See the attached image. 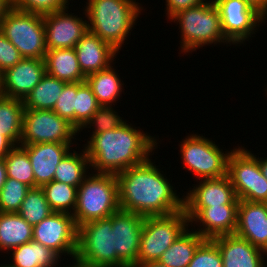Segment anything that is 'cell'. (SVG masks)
Returning a JSON list of instances; mask_svg holds the SVG:
<instances>
[{"label":"cell","instance_id":"1","mask_svg":"<svg viewBox=\"0 0 267 267\" xmlns=\"http://www.w3.org/2000/svg\"><path fill=\"white\" fill-rule=\"evenodd\" d=\"M151 158L116 175L120 209L143 217L183 210L184 195L171 183L173 179L166 176V169L164 173L160 163L158 166Z\"/></svg>","mask_w":267,"mask_h":267},{"label":"cell","instance_id":"2","mask_svg":"<svg viewBox=\"0 0 267 267\" xmlns=\"http://www.w3.org/2000/svg\"><path fill=\"white\" fill-rule=\"evenodd\" d=\"M153 135L128 120L121 127L92 135L82 148L92 172L117 175L154 155L162 140Z\"/></svg>","mask_w":267,"mask_h":267},{"label":"cell","instance_id":"3","mask_svg":"<svg viewBox=\"0 0 267 267\" xmlns=\"http://www.w3.org/2000/svg\"><path fill=\"white\" fill-rule=\"evenodd\" d=\"M139 0H86L84 8L88 31L111 45L120 53L122 47L129 44L127 38L137 23L138 18L147 9ZM142 13V14H141ZM136 25V26H135ZM125 43V44H124ZM124 45V46H123ZM120 50V51H119Z\"/></svg>","mask_w":267,"mask_h":267},{"label":"cell","instance_id":"4","mask_svg":"<svg viewBox=\"0 0 267 267\" xmlns=\"http://www.w3.org/2000/svg\"><path fill=\"white\" fill-rule=\"evenodd\" d=\"M169 21L177 24L180 32L179 57L181 53L190 56L194 51L210 45L212 48L232 46L222 31L219 11L213 0L182 10Z\"/></svg>","mask_w":267,"mask_h":267},{"label":"cell","instance_id":"5","mask_svg":"<svg viewBox=\"0 0 267 267\" xmlns=\"http://www.w3.org/2000/svg\"><path fill=\"white\" fill-rule=\"evenodd\" d=\"M120 209L118 180L114 174L91 173L80 184L73 212L77 227L107 218Z\"/></svg>","mask_w":267,"mask_h":267},{"label":"cell","instance_id":"6","mask_svg":"<svg viewBox=\"0 0 267 267\" xmlns=\"http://www.w3.org/2000/svg\"><path fill=\"white\" fill-rule=\"evenodd\" d=\"M178 144L179 157L183 164L182 169L192 173L193 178L197 180L220 178L227 175V160L231 153L219 147L212 138L206 137L204 134L190 133L186 135ZM226 151H224V150Z\"/></svg>","mask_w":267,"mask_h":267},{"label":"cell","instance_id":"7","mask_svg":"<svg viewBox=\"0 0 267 267\" xmlns=\"http://www.w3.org/2000/svg\"><path fill=\"white\" fill-rule=\"evenodd\" d=\"M0 31L23 58L45 59L43 15L12 8L0 21Z\"/></svg>","mask_w":267,"mask_h":267},{"label":"cell","instance_id":"8","mask_svg":"<svg viewBox=\"0 0 267 267\" xmlns=\"http://www.w3.org/2000/svg\"><path fill=\"white\" fill-rule=\"evenodd\" d=\"M257 156L245 145L237 144L228 156L227 175L239 200L267 203V179Z\"/></svg>","mask_w":267,"mask_h":267},{"label":"cell","instance_id":"9","mask_svg":"<svg viewBox=\"0 0 267 267\" xmlns=\"http://www.w3.org/2000/svg\"><path fill=\"white\" fill-rule=\"evenodd\" d=\"M189 226L184 209L169 215L145 217L137 263L158 261Z\"/></svg>","mask_w":267,"mask_h":267},{"label":"cell","instance_id":"10","mask_svg":"<svg viewBox=\"0 0 267 267\" xmlns=\"http://www.w3.org/2000/svg\"><path fill=\"white\" fill-rule=\"evenodd\" d=\"M76 256L99 267H127L114 249L112 215L78 227Z\"/></svg>","mask_w":267,"mask_h":267},{"label":"cell","instance_id":"11","mask_svg":"<svg viewBox=\"0 0 267 267\" xmlns=\"http://www.w3.org/2000/svg\"><path fill=\"white\" fill-rule=\"evenodd\" d=\"M78 137V130L53 110L24 108L20 145L78 143Z\"/></svg>","mask_w":267,"mask_h":267},{"label":"cell","instance_id":"12","mask_svg":"<svg viewBox=\"0 0 267 267\" xmlns=\"http://www.w3.org/2000/svg\"><path fill=\"white\" fill-rule=\"evenodd\" d=\"M218 8L225 38L236 47L255 37L267 18L245 0H213ZM257 30V31H256ZM253 37V38H252Z\"/></svg>","mask_w":267,"mask_h":267},{"label":"cell","instance_id":"13","mask_svg":"<svg viewBox=\"0 0 267 267\" xmlns=\"http://www.w3.org/2000/svg\"><path fill=\"white\" fill-rule=\"evenodd\" d=\"M77 235L78 227L72 214L53 212L33 226L32 240L52 249L65 259L76 256Z\"/></svg>","mask_w":267,"mask_h":267},{"label":"cell","instance_id":"14","mask_svg":"<svg viewBox=\"0 0 267 267\" xmlns=\"http://www.w3.org/2000/svg\"><path fill=\"white\" fill-rule=\"evenodd\" d=\"M73 5L75 6L72 4L64 9L43 15L47 50L75 48L80 39L88 32L84 8H81V14L78 9L72 10ZM77 10L78 15L75 12L72 13Z\"/></svg>","mask_w":267,"mask_h":267},{"label":"cell","instance_id":"15","mask_svg":"<svg viewBox=\"0 0 267 267\" xmlns=\"http://www.w3.org/2000/svg\"><path fill=\"white\" fill-rule=\"evenodd\" d=\"M184 210L189 218L190 227L205 239L236 232L238 204L184 207Z\"/></svg>","mask_w":267,"mask_h":267},{"label":"cell","instance_id":"16","mask_svg":"<svg viewBox=\"0 0 267 267\" xmlns=\"http://www.w3.org/2000/svg\"><path fill=\"white\" fill-rule=\"evenodd\" d=\"M144 218L134 212L122 209L112 214L114 249L117 257L127 267L137 264Z\"/></svg>","mask_w":267,"mask_h":267},{"label":"cell","instance_id":"17","mask_svg":"<svg viewBox=\"0 0 267 267\" xmlns=\"http://www.w3.org/2000/svg\"><path fill=\"white\" fill-rule=\"evenodd\" d=\"M45 74L44 59L23 58L2 73L0 94L24 100Z\"/></svg>","mask_w":267,"mask_h":267},{"label":"cell","instance_id":"18","mask_svg":"<svg viewBox=\"0 0 267 267\" xmlns=\"http://www.w3.org/2000/svg\"><path fill=\"white\" fill-rule=\"evenodd\" d=\"M192 188L182 190L184 207H210L221 204H239L234 187L228 175L220 178L194 181ZM184 192V193H183Z\"/></svg>","mask_w":267,"mask_h":267},{"label":"cell","instance_id":"19","mask_svg":"<svg viewBox=\"0 0 267 267\" xmlns=\"http://www.w3.org/2000/svg\"><path fill=\"white\" fill-rule=\"evenodd\" d=\"M75 145L81 146L78 143L20 145L30 159L35 177V187H42L53 180L57 165L71 149L76 147Z\"/></svg>","mask_w":267,"mask_h":267},{"label":"cell","instance_id":"20","mask_svg":"<svg viewBox=\"0 0 267 267\" xmlns=\"http://www.w3.org/2000/svg\"><path fill=\"white\" fill-rule=\"evenodd\" d=\"M211 240L220 250L222 267H266L267 253L236 234Z\"/></svg>","mask_w":267,"mask_h":267},{"label":"cell","instance_id":"21","mask_svg":"<svg viewBox=\"0 0 267 267\" xmlns=\"http://www.w3.org/2000/svg\"><path fill=\"white\" fill-rule=\"evenodd\" d=\"M235 234L267 253V203L240 200Z\"/></svg>","mask_w":267,"mask_h":267},{"label":"cell","instance_id":"22","mask_svg":"<svg viewBox=\"0 0 267 267\" xmlns=\"http://www.w3.org/2000/svg\"><path fill=\"white\" fill-rule=\"evenodd\" d=\"M74 49L80 69L86 77L109 67L119 54L111 45L90 31L80 39Z\"/></svg>","mask_w":267,"mask_h":267},{"label":"cell","instance_id":"23","mask_svg":"<svg viewBox=\"0 0 267 267\" xmlns=\"http://www.w3.org/2000/svg\"><path fill=\"white\" fill-rule=\"evenodd\" d=\"M115 64L116 61L109 67L88 75L85 79L100 106L114 105L115 107L122 101L120 99L123 97L122 93L126 94L124 93L125 83L120 77L121 73H118L119 70H116Z\"/></svg>","mask_w":267,"mask_h":267},{"label":"cell","instance_id":"24","mask_svg":"<svg viewBox=\"0 0 267 267\" xmlns=\"http://www.w3.org/2000/svg\"><path fill=\"white\" fill-rule=\"evenodd\" d=\"M6 255H10L6 262L13 267H58L62 260L52 249L33 240L12 249Z\"/></svg>","mask_w":267,"mask_h":267},{"label":"cell","instance_id":"25","mask_svg":"<svg viewBox=\"0 0 267 267\" xmlns=\"http://www.w3.org/2000/svg\"><path fill=\"white\" fill-rule=\"evenodd\" d=\"M46 73L67 83L85 81L74 48L47 50Z\"/></svg>","mask_w":267,"mask_h":267},{"label":"cell","instance_id":"26","mask_svg":"<svg viewBox=\"0 0 267 267\" xmlns=\"http://www.w3.org/2000/svg\"><path fill=\"white\" fill-rule=\"evenodd\" d=\"M32 239L33 226L17 212H0V253L8 254Z\"/></svg>","mask_w":267,"mask_h":267},{"label":"cell","instance_id":"27","mask_svg":"<svg viewBox=\"0 0 267 267\" xmlns=\"http://www.w3.org/2000/svg\"><path fill=\"white\" fill-rule=\"evenodd\" d=\"M206 239L190 226L163 252L158 262L167 267H188L198 247Z\"/></svg>","mask_w":267,"mask_h":267},{"label":"cell","instance_id":"28","mask_svg":"<svg viewBox=\"0 0 267 267\" xmlns=\"http://www.w3.org/2000/svg\"><path fill=\"white\" fill-rule=\"evenodd\" d=\"M79 145L71 149L57 165L53 180L79 187L91 173V164L85 149ZM78 148V149H77ZM73 151V152H72Z\"/></svg>","mask_w":267,"mask_h":267},{"label":"cell","instance_id":"29","mask_svg":"<svg viewBox=\"0 0 267 267\" xmlns=\"http://www.w3.org/2000/svg\"><path fill=\"white\" fill-rule=\"evenodd\" d=\"M23 112V100L0 94V134L4 135L14 146L20 145Z\"/></svg>","mask_w":267,"mask_h":267},{"label":"cell","instance_id":"30","mask_svg":"<svg viewBox=\"0 0 267 267\" xmlns=\"http://www.w3.org/2000/svg\"><path fill=\"white\" fill-rule=\"evenodd\" d=\"M67 82L45 74L23 100L25 109L53 110Z\"/></svg>","mask_w":267,"mask_h":267},{"label":"cell","instance_id":"31","mask_svg":"<svg viewBox=\"0 0 267 267\" xmlns=\"http://www.w3.org/2000/svg\"><path fill=\"white\" fill-rule=\"evenodd\" d=\"M41 188L49 206L54 212L73 214L77 202V187L52 180Z\"/></svg>","mask_w":267,"mask_h":267},{"label":"cell","instance_id":"32","mask_svg":"<svg viewBox=\"0 0 267 267\" xmlns=\"http://www.w3.org/2000/svg\"><path fill=\"white\" fill-rule=\"evenodd\" d=\"M114 108V106H100L96 112L90 117V119L84 124V126L78 131V135L84 131L85 133L88 131L89 135H86L88 138L84 141L81 140L82 137L78 138V141L85 143L92 135L103 133L108 130L116 129L121 127L127 120L124 117H121L118 109ZM86 129H88L86 131ZM91 129V130H89ZM84 130V131H83Z\"/></svg>","mask_w":267,"mask_h":267},{"label":"cell","instance_id":"33","mask_svg":"<svg viewBox=\"0 0 267 267\" xmlns=\"http://www.w3.org/2000/svg\"><path fill=\"white\" fill-rule=\"evenodd\" d=\"M54 211L49 206L41 187L30 188L17 212L30 225L34 226Z\"/></svg>","mask_w":267,"mask_h":267},{"label":"cell","instance_id":"34","mask_svg":"<svg viewBox=\"0 0 267 267\" xmlns=\"http://www.w3.org/2000/svg\"><path fill=\"white\" fill-rule=\"evenodd\" d=\"M7 177L14 178L19 182L35 187V177L27 152L20 146H15L4 156Z\"/></svg>","mask_w":267,"mask_h":267},{"label":"cell","instance_id":"35","mask_svg":"<svg viewBox=\"0 0 267 267\" xmlns=\"http://www.w3.org/2000/svg\"><path fill=\"white\" fill-rule=\"evenodd\" d=\"M100 107L86 81L77 82L75 128L79 131Z\"/></svg>","mask_w":267,"mask_h":267},{"label":"cell","instance_id":"36","mask_svg":"<svg viewBox=\"0 0 267 267\" xmlns=\"http://www.w3.org/2000/svg\"><path fill=\"white\" fill-rule=\"evenodd\" d=\"M29 189L28 185L7 177L0 190V212H18Z\"/></svg>","mask_w":267,"mask_h":267},{"label":"cell","instance_id":"37","mask_svg":"<svg viewBox=\"0 0 267 267\" xmlns=\"http://www.w3.org/2000/svg\"><path fill=\"white\" fill-rule=\"evenodd\" d=\"M77 82L66 83L53 111L75 127Z\"/></svg>","mask_w":267,"mask_h":267},{"label":"cell","instance_id":"38","mask_svg":"<svg viewBox=\"0 0 267 267\" xmlns=\"http://www.w3.org/2000/svg\"><path fill=\"white\" fill-rule=\"evenodd\" d=\"M69 5L68 0H12V8L40 15L50 14Z\"/></svg>","mask_w":267,"mask_h":267},{"label":"cell","instance_id":"39","mask_svg":"<svg viewBox=\"0 0 267 267\" xmlns=\"http://www.w3.org/2000/svg\"><path fill=\"white\" fill-rule=\"evenodd\" d=\"M188 267H222L218 246L211 239H206L196 250Z\"/></svg>","mask_w":267,"mask_h":267},{"label":"cell","instance_id":"40","mask_svg":"<svg viewBox=\"0 0 267 267\" xmlns=\"http://www.w3.org/2000/svg\"><path fill=\"white\" fill-rule=\"evenodd\" d=\"M22 59L17 48L0 31V72L15 66Z\"/></svg>","mask_w":267,"mask_h":267},{"label":"cell","instance_id":"41","mask_svg":"<svg viewBox=\"0 0 267 267\" xmlns=\"http://www.w3.org/2000/svg\"><path fill=\"white\" fill-rule=\"evenodd\" d=\"M211 0H165V17H167L166 21L169 23L170 20L174 15L182 10H186L189 8H193L204 4Z\"/></svg>","mask_w":267,"mask_h":267},{"label":"cell","instance_id":"42","mask_svg":"<svg viewBox=\"0 0 267 267\" xmlns=\"http://www.w3.org/2000/svg\"><path fill=\"white\" fill-rule=\"evenodd\" d=\"M66 259H67V262H66ZM64 260H65L66 265H65V263H63ZM61 262H60L59 267H62V264H63V267H99V266H96L92 263L85 262V261L81 260L80 258H78L77 256L71 257V258H69V260H68V258H65V259L63 258L61 260Z\"/></svg>","mask_w":267,"mask_h":267},{"label":"cell","instance_id":"43","mask_svg":"<svg viewBox=\"0 0 267 267\" xmlns=\"http://www.w3.org/2000/svg\"><path fill=\"white\" fill-rule=\"evenodd\" d=\"M15 146L4 136L0 134V158L10 152Z\"/></svg>","mask_w":267,"mask_h":267},{"label":"cell","instance_id":"44","mask_svg":"<svg viewBox=\"0 0 267 267\" xmlns=\"http://www.w3.org/2000/svg\"><path fill=\"white\" fill-rule=\"evenodd\" d=\"M267 18V0H245Z\"/></svg>","mask_w":267,"mask_h":267},{"label":"cell","instance_id":"45","mask_svg":"<svg viewBox=\"0 0 267 267\" xmlns=\"http://www.w3.org/2000/svg\"><path fill=\"white\" fill-rule=\"evenodd\" d=\"M12 9V0H0V21Z\"/></svg>","mask_w":267,"mask_h":267},{"label":"cell","instance_id":"46","mask_svg":"<svg viewBox=\"0 0 267 267\" xmlns=\"http://www.w3.org/2000/svg\"><path fill=\"white\" fill-rule=\"evenodd\" d=\"M7 180V170L4 158H0V190L3 188L5 181Z\"/></svg>","mask_w":267,"mask_h":267},{"label":"cell","instance_id":"47","mask_svg":"<svg viewBox=\"0 0 267 267\" xmlns=\"http://www.w3.org/2000/svg\"><path fill=\"white\" fill-rule=\"evenodd\" d=\"M267 156V155H265ZM258 161H259V166L262 172V175L265 176V178L267 179V157H259L258 156Z\"/></svg>","mask_w":267,"mask_h":267},{"label":"cell","instance_id":"48","mask_svg":"<svg viewBox=\"0 0 267 267\" xmlns=\"http://www.w3.org/2000/svg\"><path fill=\"white\" fill-rule=\"evenodd\" d=\"M133 267H167L158 261H150V262H145V263H137Z\"/></svg>","mask_w":267,"mask_h":267},{"label":"cell","instance_id":"49","mask_svg":"<svg viewBox=\"0 0 267 267\" xmlns=\"http://www.w3.org/2000/svg\"><path fill=\"white\" fill-rule=\"evenodd\" d=\"M3 262H4V263H3ZM3 262L0 264V267H13V266H11L9 263H8V264L5 263L6 260H5V261L3 260Z\"/></svg>","mask_w":267,"mask_h":267},{"label":"cell","instance_id":"50","mask_svg":"<svg viewBox=\"0 0 267 267\" xmlns=\"http://www.w3.org/2000/svg\"><path fill=\"white\" fill-rule=\"evenodd\" d=\"M1 76H2V73L0 72V87H1Z\"/></svg>","mask_w":267,"mask_h":267},{"label":"cell","instance_id":"51","mask_svg":"<svg viewBox=\"0 0 267 267\" xmlns=\"http://www.w3.org/2000/svg\"><path fill=\"white\" fill-rule=\"evenodd\" d=\"M264 89H265V90H264V92L266 93V94H265V96H266V95H267V87H266V88H264Z\"/></svg>","mask_w":267,"mask_h":267}]
</instances>
